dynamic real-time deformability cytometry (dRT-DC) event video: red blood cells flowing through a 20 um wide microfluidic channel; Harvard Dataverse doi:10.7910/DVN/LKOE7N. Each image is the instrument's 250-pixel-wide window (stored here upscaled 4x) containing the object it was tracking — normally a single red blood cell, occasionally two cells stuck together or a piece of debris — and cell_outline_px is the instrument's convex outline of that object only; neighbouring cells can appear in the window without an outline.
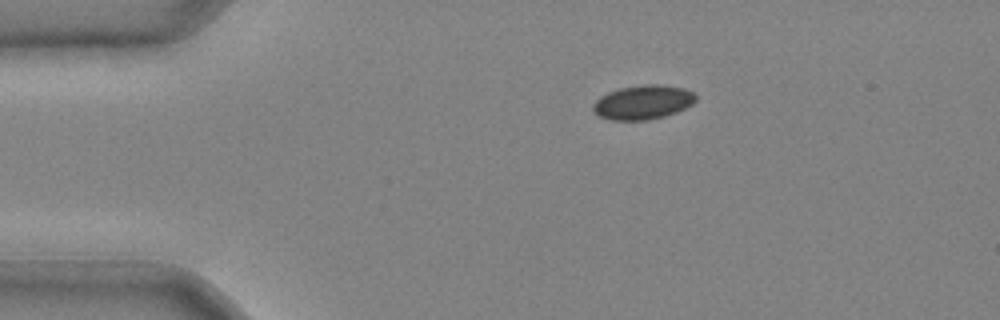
{"species": "common noctule bat (a hibernating species)", "species_latin": "Nyctalus noctula", "temperature_condition": "cold", "stored_images_in_passage": 32, "camera_frame_rate_fps": 3000, "um_per_image_px": 0.085, "animal": {"sex": "male", "body_mass_g": 20.4}, "frame": {"image": 1, "passage_image": 1, "time_ms": 0.0, "image_size_px": [1000, 320], "cell_outline_px": [[696, 100], [692, 104], [676, 112], [664, 116], [648, 120], [612, 120], [600, 116], [592, 108], [592, 104], [600, 96], [608, 92], [620, 88], [644, 84], [656, 84], [684, 88], [692, 92], [696, 96]], "centroid_in_image_um": [54.64, 8.69], "position_along_channel_um": 30.4, "area_um2": 20.35}}
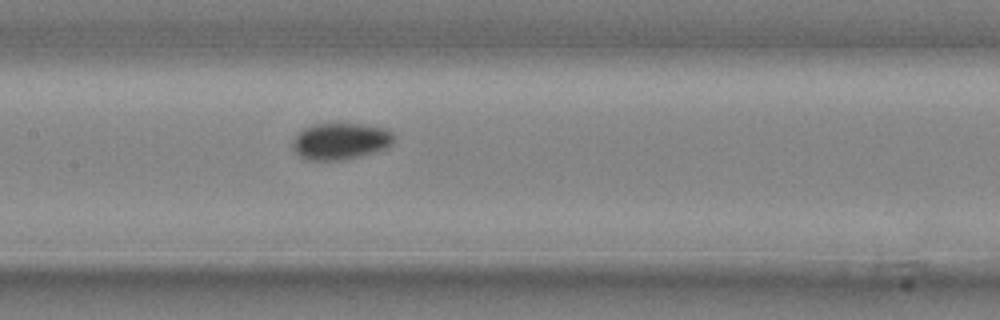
{"frame": {"image": 2, "passage_image": 14, "time_ms": 4.333, "image_size_px": [1000, 320], "cell_outline_px": [[396, 140], [388, 148], [360, 156], [344, 160], [308, 160], [300, 156], [292, 148], [292, 140], [304, 128], [312, 124], [360, 124], [388, 128], [392, 132]], "centroid_in_image_um": [28.98, 12.0], "position_along_channel_um": 178.4, "area_um2": 21.79}}
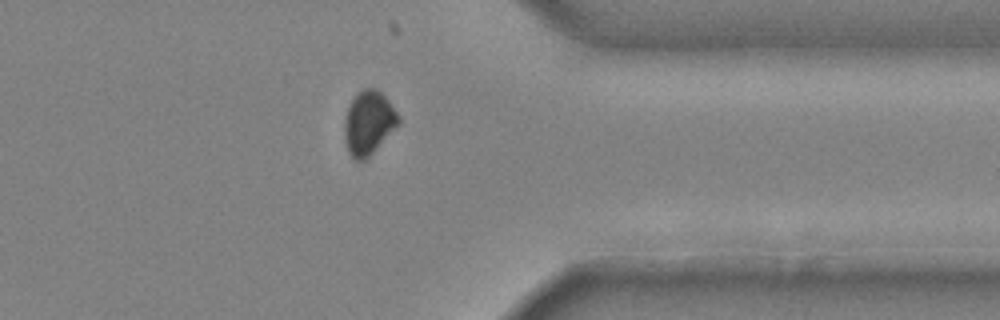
{"frame": {"image": 3, "passage_image": 28, "time_ms": 9.0, "image_size_px": [1000, 320], "cell_outline_px": [[400, 124], [364, 160], [356, 160], [348, 152], [344, 136], [344, 120], [348, 108], [356, 92], [364, 88], [376, 88], [388, 100], [400, 116]], "centroid_in_image_um": [31.33, 10.41], "position_along_channel_um": 380.1, "area_um2": 19.94}}